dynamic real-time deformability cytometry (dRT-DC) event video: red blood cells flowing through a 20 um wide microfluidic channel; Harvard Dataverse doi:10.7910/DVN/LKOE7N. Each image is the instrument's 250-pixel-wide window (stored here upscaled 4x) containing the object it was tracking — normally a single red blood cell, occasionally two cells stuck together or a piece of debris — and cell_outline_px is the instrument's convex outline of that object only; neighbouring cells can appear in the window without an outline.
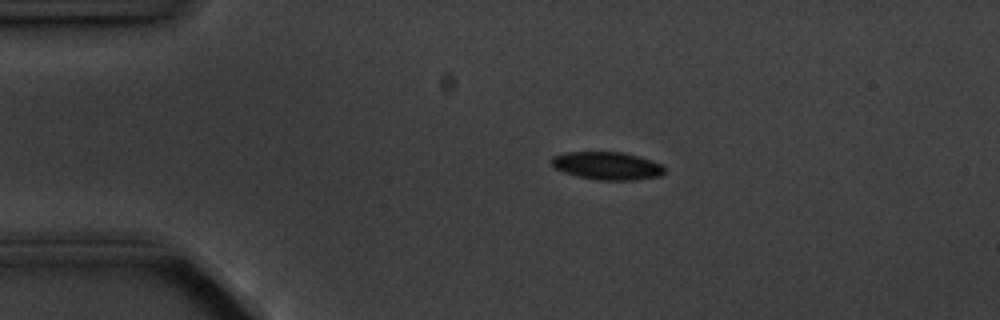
{"species": "common noctule bat (a hibernating species)", "species_latin": "Nyctalus noctula", "temperature_condition": "cold", "stored_images_in_passage": 3, "camera_frame_rate_fps": 3000, "um_per_image_px": 0.085, "animal": {"sex": "male", "body_mass_g": 20.1, "forearm_length_mm": 53.5}, "frame": {"image": 1, "passage_image": 2, "time_ms": 1.333, "image_size_px": [1000, 320], "cell_outline_px": [[664, 172], [660, 176], [636, 180], [596, 180], [576, 176], [564, 172], [556, 168], [548, 160], [552, 156], [564, 152], [624, 152], [652, 160], [660, 164], [664, 168]], "centroid_in_image_um": [51.57, 14.09], "position_along_channel_um": 33.4, "area_um2": 18.5}}